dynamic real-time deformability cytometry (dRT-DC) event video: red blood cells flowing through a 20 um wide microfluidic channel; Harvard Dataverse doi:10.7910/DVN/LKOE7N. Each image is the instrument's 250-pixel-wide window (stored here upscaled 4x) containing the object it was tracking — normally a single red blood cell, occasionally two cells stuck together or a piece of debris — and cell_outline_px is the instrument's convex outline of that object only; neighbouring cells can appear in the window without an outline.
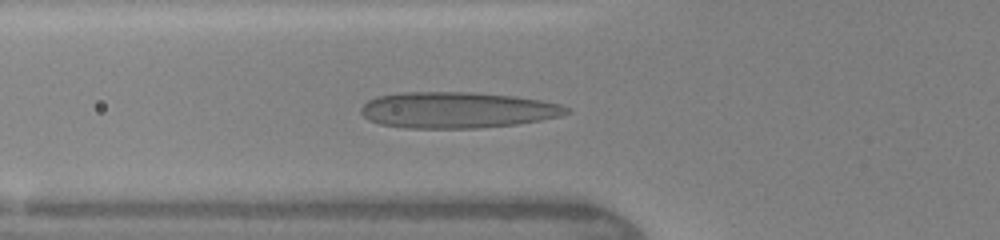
{"species": "human", "species_latin": "Homo sapiens", "temperature_condition": "warm", "stored_images_in_passage": 13, "camera_frame_rate_fps": 3000, "um_per_image_px": 0.085, "donor": {"sex": "female"}, "frame": {"image": 1, "passage_image": 11, "time_ms": 4.333, "image_size_px": [1000, 240], "cell_outline_px": [[572, 112], [560, 116], [540, 120], [516, 124], [480, 128], [404, 128], [380, 124], [368, 120], [360, 112], [360, 108], [368, 100], [376, 96], [404, 92], [472, 92], [516, 96], [540, 100], [560, 104], [568, 108]], "centroid_in_image_um": [38.84, 9.35], "position_along_channel_um": 87.0, "area_um2": 43.47}}